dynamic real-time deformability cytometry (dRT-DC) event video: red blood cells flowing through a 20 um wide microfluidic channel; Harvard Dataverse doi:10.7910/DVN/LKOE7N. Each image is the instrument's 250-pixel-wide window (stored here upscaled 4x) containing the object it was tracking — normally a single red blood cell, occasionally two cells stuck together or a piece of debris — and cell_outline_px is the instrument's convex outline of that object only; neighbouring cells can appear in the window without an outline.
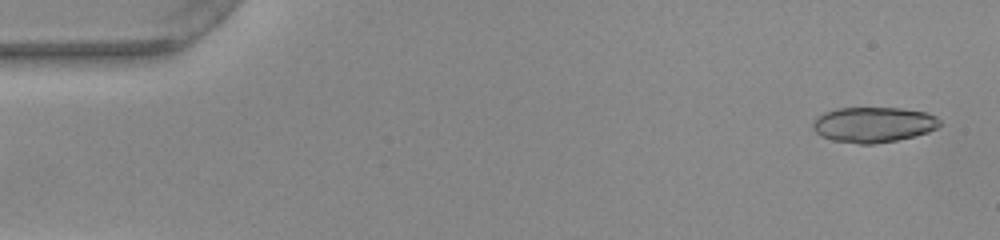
{"species": "common noctule bat (a hibernating species)", "species_latin": "Nyctalus noctula", "temperature_condition": "warm", "stored_images_in_passage": 17, "camera_frame_rate_fps": 3000, "um_per_image_px": 0.085, "animal": {"sex": "female", "body_mass_g": 22.0, "forearm_length_mm": 56.7}, "frame": {"image": 1, "passage_image": 2, "time_ms": 0.333, "image_size_px": [1000, 240], "cell_outline_px": [[940, 124], [936, 128], [928, 132], [896, 140], [872, 144], [860, 144], [832, 140], [820, 136], [812, 128], [812, 124], [816, 116], [824, 112], [836, 108], [904, 108], [928, 112], [936, 116], [940, 120]], "centroid_in_image_um": [74.22, 10.58], "position_along_channel_um": 10.8, "area_um2": 26.3}}
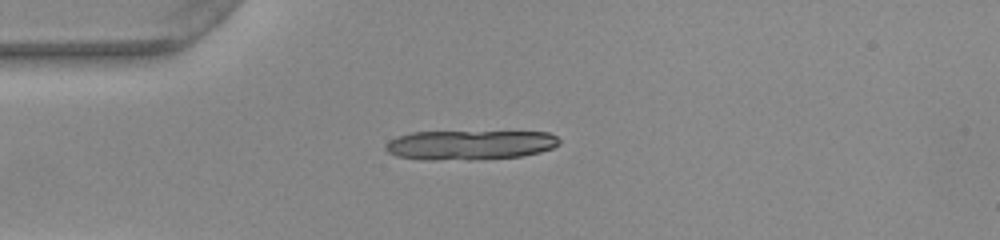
{"frame": {"image": 2, "passage_image": 13, "time_ms": 4.0, "image_size_px": [1000, 240], "cell_outline_px": [[560, 144], [552, 148], [540, 152], [524, 156], [472, 160], [420, 160], [396, 156], [388, 152], [384, 148], [384, 144], [388, 140], [412, 132], [548, 132], [556, 136], [560, 140]], "centroid_in_image_um": [39.92, 12.33], "position_along_channel_um": 45.1, "area_um2": 30.23}}